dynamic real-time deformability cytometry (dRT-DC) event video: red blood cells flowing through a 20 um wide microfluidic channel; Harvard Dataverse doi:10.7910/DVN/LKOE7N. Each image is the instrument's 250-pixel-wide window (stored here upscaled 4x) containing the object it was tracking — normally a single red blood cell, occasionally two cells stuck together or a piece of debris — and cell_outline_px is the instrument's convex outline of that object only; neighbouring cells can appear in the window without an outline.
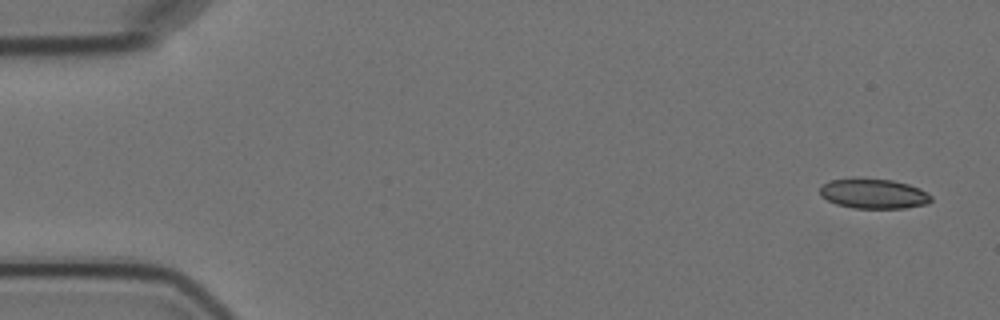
{"species": "Egyptian fruit bat (a non-hibernating species)", "species_latin": "Rousettus aegyptiacus", "temperature_condition": "cold", "stored_images_in_passage": 6, "camera_frame_rate_fps": 3000, "um_per_image_px": 0.085, "animal": {"sex": "female"}, "frame": {"image": 1, "passage_image": 1, "time_ms": 0.0, "image_size_px": [1000, 320], "cell_outline_px": [[932, 200], [928, 204], [904, 208], [852, 208], [836, 204], [820, 196], [820, 184], [832, 180], [892, 180], [908, 184], [920, 188], [932, 196]], "centroid_in_image_um": [74.28, 16.49], "position_along_channel_um": 10.7, "area_um2": 19.02}}